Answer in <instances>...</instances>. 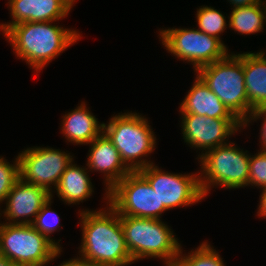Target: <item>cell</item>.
Here are the masks:
<instances>
[{
    "mask_svg": "<svg viewBox=\"0 0 266 266\" xmlns=\"http://www.w3.org/2000/svg\"><path fill=\"white\" fill-rule=\"evenodd\" d=\"M228 26L241 35L263 32L266 24V3L232 9Z\"/></svg>",
    "mask_w": 266,
    "mask_h": 266,
    "instance_id": "20",
    "label": "cell"
},
{
    "mask_svg": "<svg viewBox=\"0 0 266 266\" xmlns=\"http://www.w3.org/2000/svg\"><path fill=\"white\" fill-rule=\"evenodd\" d=\"M181 132L186 144L191 148L206 152L220 145L236 134L243 124L238 119H219L197 114H181ZM227 140V141H226Z\"/></svg>",
    "mask_w": 266,
    "mask_h": 266,
    "instance_id": "12",
    "label": "cell"
},
{
    "mask_svg": "<svg viewBox=\"0 0 266 266\" xmlns=\"http://www.w3.org/2000/svg\"><path fill=\"white\" fill-rule=\"evenodd\" d=\"M108 124L103 123V132L119 151L120 157L131 171L153 164L144 159L154 152L156 136L146 117L136 112L113 115ZM143 157V159H142Z\"/></svg>",
    "mask_w": 266,
    "mask_h": 266,
    "instance_id": "4",
    "label": "cell"
},
{
    "mask_svg": "<svg viewBox=\"0 0 266 266\" xmlns=\"http://www.w3.org/2000/svg\"><path fill=\"white\" fill-rule=\"evenodd\" d=\"M72 156L51 147L24 149L18 154L20 178L26 183L44 188L53 199L52 189L56 188L65 169L74 161Z\"/></svg>",
    "mask_w": 266,
    "mask_h": 266,
    "instance_id": "11",
    "label": "cell"
},
{
    "mask_svg": "<svg viewBox=\"0 0 266 266\" xmlns=\"http://www.w3.org/2000/svg\"><path fill=\"white\" fill-rule=\"evenodd\" d=\"M249 166L248 186L266 188V151L260 150L254 156L250 155Z\"/></svg>",
    "mask_w": 266,
    "mask_h": 266,
    "instance_id": "25",
    "label": "cell"
},
{
    "mask_svg": "<svg viewBox=\"0 0 266 266\" xmlns=\"http://www.w3.org/2000/svg\"><path fill=\"white\" fill-rule=\"evenodd\" d=\"M182 246L173 266H225L219 252L208 242H202L195 250L183 254ZM185 255V256H184Z\"/></svg>",
    "mask_w": 266,
    "mask_h": 266,
    "instance_id": "21",
    "label": "cell"
},
{
    "mask_svg": "<svg viewBox=\"0 0 266 266\" xmlns=\"http://www.w3.org/2000/svg\"><path fill=\"white\" fill-rule=\"evenodd\" d=\"M12 20L0 24L4 33L10 26L21 22H56L65 18L72 9L64 0H9Z\"/></svg>",
    "mask_w": 266,
    "mask_h": 266,
    "instance_id": "15",
    "label": "cell"
},
{
    "mask_svg": "<svg viewBox=\"0 0 266 266\" xmlns=\"http://www.w3.org/2000/svg\"><path fill=\"white\" fill-rule=\"evenodd\" d=\"M228 2L233 5L232 9L266 3L264 0H228Z\"/></svg>",
    "mask_w": 266,
    "mask_h": 266,
    "instance_id": "28",
    "label": "cell"
},
{
    "mask_svg": "<svg viewBox=\"0 0 266 266\" xmlns=\"http://www.w3.org/2000/svg\"><path fill=\"white\" fill-rule=\"evenodd\" d=\"M61 252L31 224L0 223V255L16 266H47Z\"/></svg>",
    "mask_w": 266,
    "mask_h": 266,
    "instance_id": "7",
    "label": "cell"
},
{
    "mask_svg": "<svg viewBox=\"0 0 266 266\" xmlns=\"http://www.w3.org/2000/svg\"><path fill=\"white\" fill-rule=\"evenodd\" d=\"M261 190L262 192H261V195L259 196L260 201H259L257 215L259 217L266 218V188H263Z\"/></svg>",
    "mask_w": 266,
    "mask_h": 266,
    "instance_id": "29",
    "label": "cell"
},
{
    "mask_svg": "<svg viewBox=\"0 0 266 266\" xmlns=\"http://www.w3.org/2000/svg\"><path fill=\"white\" fill-rule=\"evenodd\" d=\"M262 117V121L261 122V129H260V145H261V149L263 151H266V107H259L256 109H252L248 118L245 120V122L243 123V129L247 126H249V124L253 121H256L258 119H261Z\"/></svg>",
    "mask_w": 266,
    "mask_h": 266,
    "instance_id": "26",
    "label": "cell"
},
{
    "mask_svg": "<svg viewBox=\"0 0 266 266\" xmlns=\"http://www.w3.org/2000/svg\"><path fill=\"white\" fill-rule=\"evenodd\" d=\"M51 198L44 188L29 184L19 178L5 199V209L1 211L4 223L32 224L42 206ZM32 217V218H31Z\"/></svg>",
    "mask_w": 266,
    "mask_h": 266,
    "instance_id": "13",
    "label": "cell"
},
{
    "mask_svg": "<svg viewBox=\"0 0 266 266\" xmlns=\"http://www.w3.org/2000/svg\"><path fill=\"white\" fill-rule=\"evenodd\" d=\"M71 164L65 169L56 186L57 196L66 204H79L90 198L93 191L88 168Z\"/></svg>",
    "mask_w": 266,
    "mask_h": 266,
    "instance_id": "19",
    "label": "cell"
},
{
    "mask_svg": "<svg viewBox=\"0 0 266 266\" xmlns=\"http://www.w3.org/2000/svg\"><path fill=\"white\" fill-rule=\"evenodd\" d=\"M107 208V209H106ZM82 239L79 257L111 266L134 263L126 246L120 215L109 205L105 209L79 211Z\"/></svg>",
    "mask_w": 266,
    "mask_h": 266,
    "instance_id": "1",
    "label": "cell"
},
{
    "mask_svg": "<svg viewBox=\"0 0 266 266\" xmlns=\"http://www.w3.org/2000/svg\"><path fill=\"white\" fill-rule=\"evenodd\" d=\"M159 32L165 49L176 58L192 64L194 72L228 55V48L222 40L198 29L173 27Z\"/></svg>",
    "mask_w": 266,
    "mask_h": 266,
    "instance_id": "8",
    "label": "cell"
},
{
    "mask_svg": "<svg viewBox=\"0 0 266 266\" xmlns=\"http://www.w3.org/2000/svg\"><path fill=\"white\" fill-rule=\"evenodd\" d=\"M52 198H50L41 208L40 212L36 215L35 220L31 224L39 233L46 236L51 240L60 250H62L60 241L56 242L51 238L54 231L60 230V217L59 215L51 210Z\"/></svg>",
    "mask_w": 266,
    "mask_h": 266,
    "instance_id": "23",
    "label": "cell"
},
{
    "mask_svg": "<svg viewBox=\"0 0 266 266\" xmlns=\"http://www.w3.org/2000/svg\"><path fill=\"white\" fill-rule=\"evenodd\" d=\"M120 221L134 263L159 258L165 266L174 265L182 245L161 219L120 216Z\"/></svg>",
    "mask_w": 266,
    "mask_h": 266,
    "instance_id": "3",
    "label": "cell"
},
{
    "mask_svg": "<svg viewBox=\"0 0 266 266\" xmlns=\"http://www.w3.org/2000/svg\"><path fill=\"white\" fill-rule=\"evenodd\" d=\"M219 10L207 5L197 8L196 19L198 30L221 40V33L227 28L226 18Z\"/></svg>",
    "mask_w": 266,
    "mask_h": 266,
    "instance_id": "22",
    "label": "cell"
},
{
    "mask_svg": "<svg viewBox=\"0 0 266 266\" xmlns=\"http://www.w3.org/2000/svg\"><path fill=\"white\" fill-rule=\"evenodd\" d=\"M209 89L243 124L249 116L242 53H230L223 59L196 71Z\"/></svg>",
    "mask_w": 266,
    "mask_h": 266,
    "instance_id": "6",
    "label": "cell"
},
{
    "mask_svg": "<svg viewBox=\"0 0 266 266\" xmlns=\"http://www.w3.org/2000/svg\"><path fill=\"white\" fill-rule=\"evenodd\" d=\"M19 178V157L16 156L13 164H10L3 156H0V204L5 201Z\"/></svg>",
    "mask_w": 266,
    "mask_h": 266,
    "instance_id": "24",
    "label": "cell"
},
{
    "mask_svg": "<svg viewBox=\"0 0 266 266\" xmlns=\"http://www.w3.org/2000/svg\"><path fill=\"white\" fill-rule=\"evenodd\" d=\"M266 52H243L242 63L245 86L249 102V114L252 109L266 107Z\"/></svg>",
    "mask_w": 266,
    "mask_h": 266,
    "instance_id": "18",
    "label": "cell"
},
{
    "mask_svg": "<svg viewBox=\"0 0 266 266\" xmlns=\"http://www.w3.org/2000/svg\"><path fill=\"white\" fill-rule=\"evenodd\" d=\"M71 8L75 3V0H64Z\"/></svg>",
    "mask_w": 266,
    "mask_h": 266,
    "instance_id": "31",
    "label": "cell"
},
{
    "mask_svg": "<svg viewBox=\"0 0 266 266\" xmlns=\"http://www.w3.org/2000/svg\"><path fill=\"white\" fill-rule=\"evenodd\" d=\"M197 158L200 159L201 173L198 174L204 197L214 186L228 190L248 186L250 155L235 143L220 145Z\"/></svg>",
    "mask_w": 266,
    "mask_h": 266,
    "instance_id": "5",
    "label": "cell"
},
{
    "mask_svg": "<svg viewBox=\"0 0 266 266\" xmlns=\"http://www.w3.org/2000/svg\"><path fill=\"white\" fill-rule=\"evenodd\" d=\"M89 146L86 166L89 172L97 171L104 174V184H106L104 199L108 201V192L131 170L122 161L119 151L104 132L89 143Z\"/></svg>",
    "mask_w": 266,
    "mask_h": 266,
    "instance_id": "14",
    "label": "cell"
},
{
    "mask_svg": "<svg viewBox=\"0 0 266 266\" xmlns=\"http://www.w3.org/2000/svg\"><path fill=\"white\" fill-rule=\"evenodd\" d=\"M108 205L120 216L161 219L167 211L149 182L131 171L108 192Z\"/></svg>",
    "mask_w": 266,
    "mask_h": 266,
    "instance_id": "9",
    "label": "cell"
},
{
    "mask_svg": "<svg viewBox=\"0 0 266 266\" xmlns=\"http://www.w3.org/2000/svg\"><path fill=\"white\" fill-rule=\"evenodd\" d=\"M138 172L149 182L166 210L191 206L204 199L199 174H178L163 171L156 164L141 168Z\"/></svg>",
    "mask_w": 266,
    "mask_h": 266,
    "instance_id": "10",
    "label": "cell"
},
{
    "mask_svg": "<svg viewBox=\"0 0 266 266\" xmlns=\"http://www.w3.org/2000/svg\"><path fill=\"white\" fill-rule=\"evenodd\" d=\"M58 266H111V265L86 261V260L77 256V258L75 257V258H72L68 261H63Z\"/></svg>",
    "mask_w": 266,
    "mask_h": 266,
    "instance_id": "27",
    "label": "cell"
},
{
    "mask_svg": "<svg viewBox=\"0 0 266 266\" xmlns=\"http://www.w3.org/2000/svg\"><path fill=\"white\" fill-rule=\"evenodd\" d=\"M179 108L180 114L237 119L198 75Z\"/></svg>",
    "mask_w": 266,
    "mask_h": 266,
    "instance_id": "16",
    "label": "cell"
},
{
    "mask_svg": "<svg viewBox=\"0 0 266 266\" xmlns=\"http://www.w3.org/2000/svg\"><path fill=\"white\" fill-rule=\"evenodd\" d=\"M62 117L60 133L70 143L88 145L103 132V123L97 121L85 102Z\"/></svg>",
    "mask_w": 266,
    "mask_h": 266,
    "instance_id": "17",
    "label": "cell"
},
{
    "mask_svg": "<svg viewBox=\"0 0 266 266\" xmlns=\"http://www.w3.org/2000/svg\"><path fill=\"white\" fill-rule=\"evenodd\" d=\"M0 266H16L13 262L8 260L3 255H0Z\"/></svg>",
    "mask_w": 266,
    "mask_h": 266,
    "instance_id": "30",
    "label": "cell"
},
{
    "mask_svg": "<svg viewBox=\"0 0 266 266\" xmlns=\"http://www.w3.org/2000/svg\"><path fill=\"white\" fill-rule=\"evenodd\" d=\"M53 24L52 21H25L10 26L2 35L15 55L38 73L81 38L79 31Z\"/></svg>",
    "mask_w": 266,
    "mask_h": 266,
    "instance_id": "2",
    "label": "cell"
}]
</instances>
